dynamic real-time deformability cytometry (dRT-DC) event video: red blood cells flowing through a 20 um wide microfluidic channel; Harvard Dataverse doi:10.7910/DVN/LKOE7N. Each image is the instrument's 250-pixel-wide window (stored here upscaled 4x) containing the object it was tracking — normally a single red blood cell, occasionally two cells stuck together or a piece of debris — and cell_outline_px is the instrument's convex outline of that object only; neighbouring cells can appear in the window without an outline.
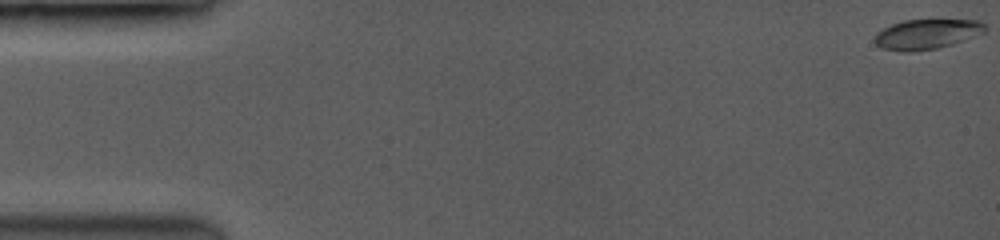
{"species": "common noctule bat (a hibernating species)", "species_latin": "Nyctalus noctula", "temperature_condition": "room temperature", "stored_images_in_passage": 40, "camera_frame_rate_fps": 3500, "um_per_image_px": 0.085, "animal": {"sex": "female", "body_mass_g": 19.0, "forearm_length_mm": 53.3}, "frame": {"image": 1, "passage_image": 1, "time_ms": 0.0, "image_size_px": [1000, 240], "cell_outline_px": [[984, 32], [936, 48], [884, 48], [876, 44], [876, 36], [884, 28], [892, 24], [904, 20], [976, 20], [984, 24]], "centroid_in_image_um": [78.81, 2.83], "position_along_channel_um": 6.2, "area_um2": 17.63}}
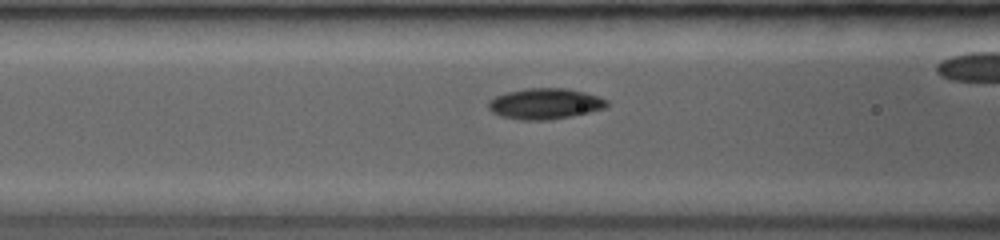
{"frame": {"image": 2, "passage_image": 20, "time_ms": 6.571, "image_size_px": [1000, 240], "cell_outline_px": [[608, 104], [604, 108], [588, 112], [548, 120], [520, 120], [504, 116], [492, 112], [488, 108], [488, 104], [496, 96], [508, 92], [528, 88], [564, 88], [596, 96], [608, 100]], "centroid_in_image_um": [46.3, 8.82], "position_along_channel_um": 120.3, "area_um2": 20.69}}
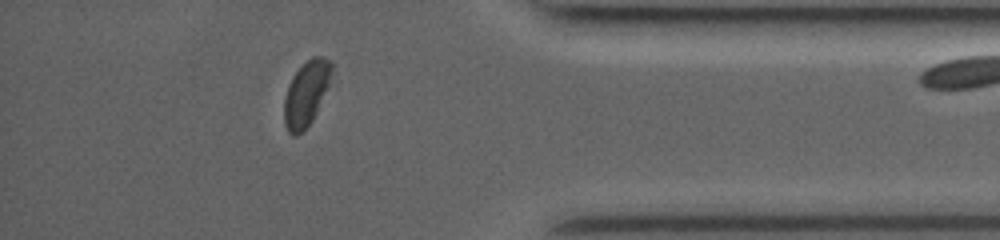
{"frame": {"image": 3, "passage_image": 39, "time_ms": 14.0, "image_size_px": [1000, 240], "cell_outline_px": [[332, 72], [328, 84], [316, 112], [312, 120], [296, 136], [292, 136], [288, 132], [284, 124], [284, 100], [288, 84], [292, 76], [312, 56], [324, 56], [332, 60]], "centroid_in_image_um": [26.01, 7.92], "position_along_channel_um": 409.2, "area_um2": 17.69}}